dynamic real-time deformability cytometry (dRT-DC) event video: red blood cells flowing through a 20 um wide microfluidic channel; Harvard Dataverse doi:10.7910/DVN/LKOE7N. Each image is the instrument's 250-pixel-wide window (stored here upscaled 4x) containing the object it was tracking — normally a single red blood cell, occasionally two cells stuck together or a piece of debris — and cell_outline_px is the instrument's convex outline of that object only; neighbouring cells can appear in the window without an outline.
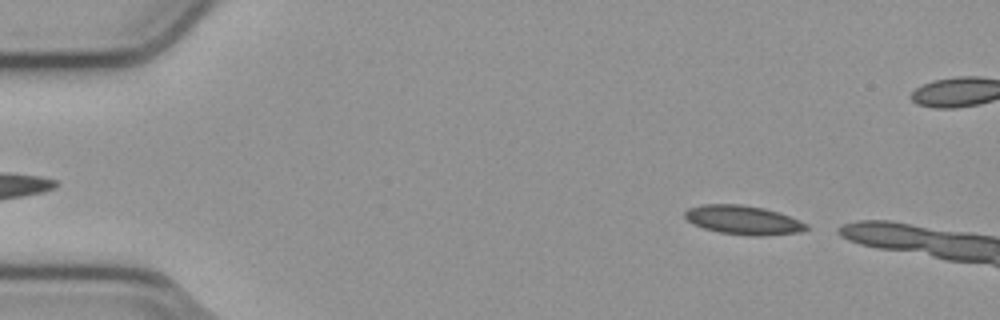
{"species": "common noctule bat (a hibernating species)", "species_latin": "Nyctalus noctula", "temperature_condition": "cold", "stored_images_in_passage": 8, "camera_frame_rate_fps": 3000, "um_per_image_px": 0.085, "animal": {"sex": "male", "body_mass_g": 23.1, "forearm_length_mm": 52.7}, "frame": {"image": 1, "passage_image": 2, "time_ms": 0.333, "image_size_px": [1000, 320], "cell_outline_px": [[808, 228], [800, 232], [756, 236], [752, 236], [720, 232], [704, 228], [688, 220], [684, 216], [684, 212], [688, 208], [704, 204], [740, 204], [764, 208], [788, 216], [808, 224]], "centroid_in_image_um": [63.16, 18.69], "position_along_channel_um": 21.8, "area_um2": 20.17}}